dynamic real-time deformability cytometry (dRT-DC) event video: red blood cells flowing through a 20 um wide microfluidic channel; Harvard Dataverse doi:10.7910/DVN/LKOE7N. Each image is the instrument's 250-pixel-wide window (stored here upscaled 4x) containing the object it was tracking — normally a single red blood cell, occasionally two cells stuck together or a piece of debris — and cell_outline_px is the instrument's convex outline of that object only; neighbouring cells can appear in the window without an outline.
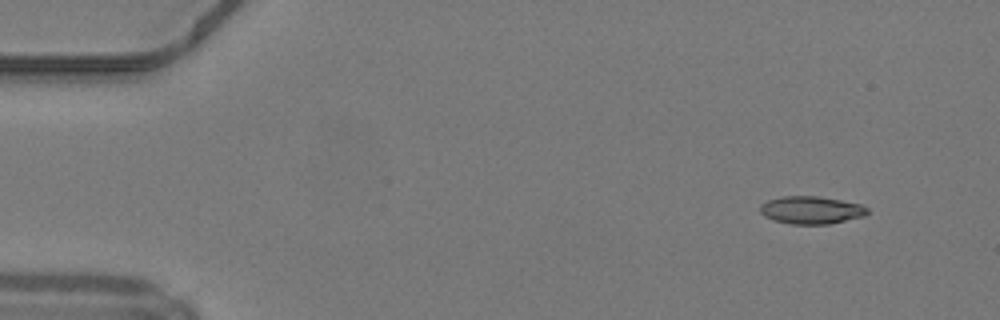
{"species": "common noctule bat (a hibernating species)", "species_latin": "Nyctalus noctula", "temperature_condition": "warm", "stored_images_in_passage": 17, "camera_frame_rate_fps": 3000, "um_per_image_px": 0.085, "animal": {"sex": "male", "body_mass_g": 19.2, "forearm_length_mm": 51.8}, "frame": {"image": 1, "passage_image": 1, "time_ms": 0.0, "image_size_px": [1000, 320], "cell_outline_px": [[868, 212], [864, 216], [828, 224], [792, 224], [772, 220], [764, 216], [760, 212], [760, 204], [768, 200], [784, 196], [816, 196], [840, 200], [860, 204], [868, 208]], "centroid_in_image_um": [68.92, 17.86], "position_along_channel_um": 16.1, "area_um2": 17.22}}
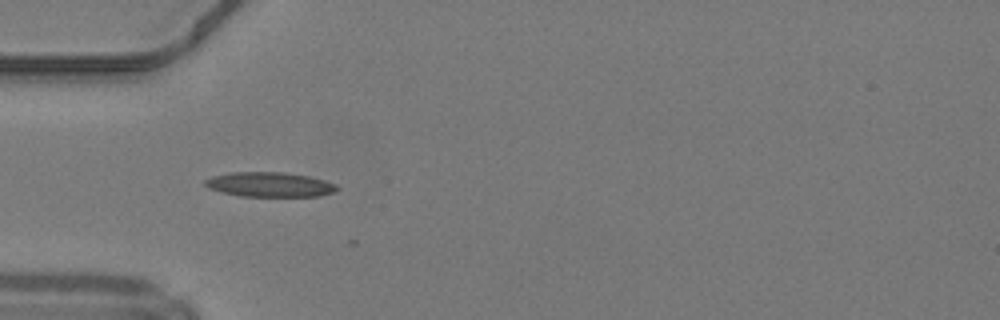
{"frame": {"image": 2, "passage_image": 12, "time_ms": 3.667, "image_size_px": [1000, 320], "cell_outline_px": [[340, 188], [332, 192], [320, 196], [240, 196], [208, 188], [204, 184], [204, 180], [212, 176], [232, 172], [284, 172], [308, 176], [324, 180], [336, 184]], "centroid_in_image_um": [22.92, 15.68], "position_along_channel_um": 62.1, "area_um2": 18.9}}
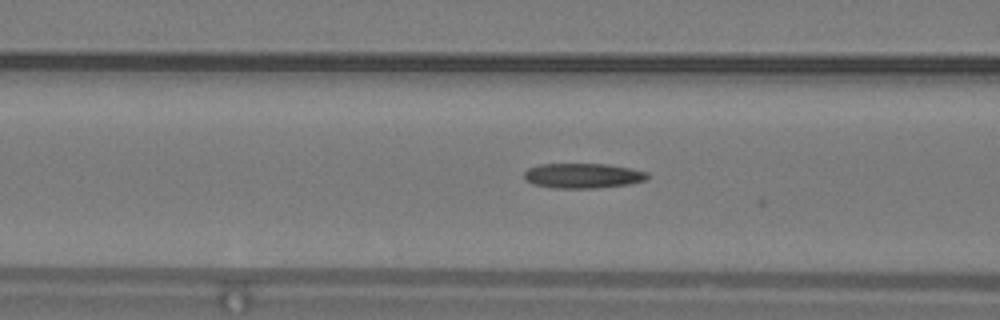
{"frame": {"image": 3, "passage_image": 16, "time_ms": 5.0, "image_size_px": [1000, 320], "cell_outline_px": [[648, 176], [644, 180], [628, 184], [596, 188], [556, 188], [532, 184], [524, 180], [524, 172], [528, 168], [540, 164], [608, 164], [648, 172]], "centroid_in_image_um": [49.49, 14.93], "position_along_channel_um": 117.1, "area_um2": 17.86}}